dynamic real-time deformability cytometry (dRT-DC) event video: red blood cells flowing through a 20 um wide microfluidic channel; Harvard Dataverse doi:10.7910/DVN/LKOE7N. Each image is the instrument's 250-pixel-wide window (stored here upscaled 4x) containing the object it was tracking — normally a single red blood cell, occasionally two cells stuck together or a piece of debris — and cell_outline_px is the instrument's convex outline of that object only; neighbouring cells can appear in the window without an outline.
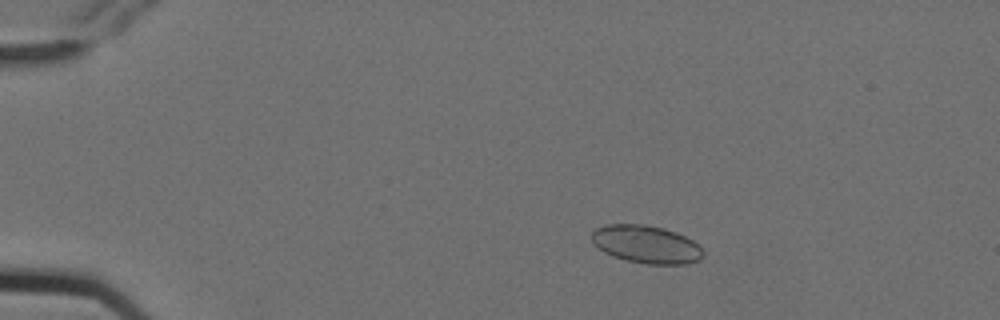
{"species": "Egyptian fruit bat (a non-hibernating species)", "species_latin": "Rousettus aegyptiacus", "temperature_condition": "cold", "stored_images_in_passage": 5, "camera_frame_rate_fps": 3000, "um_per_image_px": 0.085, "animal": {"sex": "female"}, "frame": {"image": 1, "passage_image": 2, "time_ms": 0.333, "image_size_px": [1000, 320], "cell_outline_px": [[704, 256], [700, 260], [684, 264], [648, 264], [628, 260], [612, 256], [604, 252], [592, 244], [592, 232], [596, 228], [608, 224], [644, 224], [664, 228], [676, 232], [700, 244], [704, 252]], "centroid_in_image_um": [54.95, 20.76], "position_along_channel_um": 30.1, "area_um2": 24.74}}
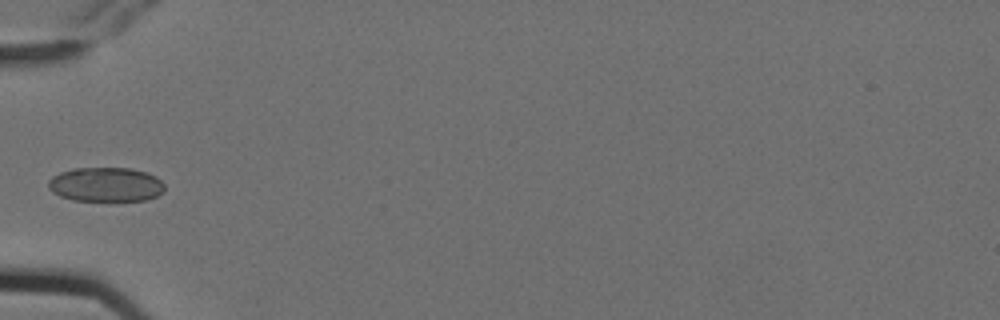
{"frame": {"image": 2, "passage_image": 5, "time_ms": 1.333, "image_size_px": [1000, 320], "cell_outline_px": [[164, 192], [156, 196], [144, 200], [72, 200], [60, 196], [52, 192], [48, 188], [48, 180], [52, 176], [60, 172], [72, 168], [132, 168], [148, 172], [156, 176], [164, 184]], "centroid_in_image_um": [8.98, 15.67], "position_along_channel_um": 76.0, "area_um2": 23.41}}